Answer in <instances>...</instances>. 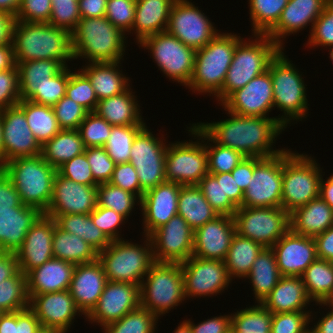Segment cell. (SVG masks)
Returning a JSON list of instances; mask_svg holds the SVG:
<instances>
[{
	"label": "cell",
	"mask_w": 333,
	"mask_h": 333,
	"mask_svg": "<svg viewBox=\"0 0 333 333\" xmlns=\"http://www.w3.org/2000/svg\"><path fill=\"white\" fill-rule=\"evenodd\" d=\"M235 233L233 217L218 215L194 231L192 256L224 261Z\"/></svg>",
	"instance_id": "obj_27"
},
{
	"label": "cell",
	"mask_w": 333,
	"mask_h": 333,
	"mask_svg": "<svg viewBox=\"0 0 333 333\" xmlns=\"http://www.w3.org/2000/svg\"><path fill=\"white\" fill-rule=\"evenodd\" d=\"M61 130H78L88 111L67 96L62 97L53 107Z\"/></svg>",
	"instance_id": "obj_60"
},
{
	"label": "cell",
	"mask_w": 333,
	"mask_h": 333,
	"mask_svg": "<svg viewBox=\"0 0 333 333\" xmlns=\"http://www.w3.org/2000/svg\"><path fill=\"white\" fill-rule=\"evenodd\" d=\"M127 36L105 16L81 18L71 33L74 60L86 63L124 61Z\"/></svg>",
	"instance_id": "obj_3"
},
{
	"label": "cell",
	"mask_w": 333,
	"mask_h": 333,
	"mask_svg": "<svg viewBox=\"0 0 333 333\" xmlns=\"http://www.w3.org/2000/svg\"><path fill=\"white\" fill-rule=\"evenodd\" d=\"M149 237L155 262L182 263L193 255L194 230L179 215Z\"/></svg>",
	"instance_id": "obj_18"
},
{
	"label": "cell",
	"mask_w": 333,
	"mask_h": 333,
	"mask_svg": "<svg viewBox=\"0 0 333 333\" xmlns=\"http://www.w3.org/2000/svg\"><path fill=\"white\" fill-rule=\"evenodd\" d=\"M51 12V0H22L15 21L48 23Z\"/></svg>",
	"instance_id": "obj_66"
},
{
	"label": "cell",
	"mask_w": 333,
	"mask_h": 333,
	"mask_svg": "<svg viewBox=\"0 0 333 333\" xmlns=\"http://www.w3.org/2000/svg\"><path fill=\"white\" fill-rule=\"evenodd\" d=\"M121 61L87 63L80 70L89 78L98 101L123 93L131 84Z\"/></svg>",
	"instance_id": "obj_35"
},
{
	"label": "cell",
	"mask_w": 333,
	"mask_h": 333,
	"mask_svg": "<svg viewBox=\"0 0 333 333\" xmlns=\"http://www.w3.org/2000/svg\"><path fill=\"white\" fill-rule=\"evenodd\" d=\"M189 323L192 333H227L231 328V314L215 316L207 320H203L197 324L190 319Z\"/></svg>",
	"instance_id": "obj_68"
},
{
	"label": "cell",
	"mask_w": 333,
	"mask_h": 333,
	"mask_svg": "<svg viewBox=\"0 0 333 333\" xmlns=\"http://www.w3.org/2000/svg\"><path fill=\"white\" fill-rule=\"evenodd\" d=\"M51 1L52 12L48 23L72 33L81 19L78 0Z\"/></svg>",
	"instance_id": "obj_59"
},
{
	"label": "cell",
	"mask_w": 333,
	"mask_h": 333,
	"mask_svg": "<svg viewBox=\"0 0 333 333\" xmlns=\"http://www.w3.org/2000/svg\"><path fill=\"white\" fill-rule=\"evenodd\" d=\"M75 264L51 258L43 265L31 270L27 275L28 295L69 290Z\"/></svg>",
	"instance_id": "obj_31"
},
{
	"label": "cell",
	"mask_w": 333,
	"mask_h": 333,
	"mask_svg": "<svg viewBox=\"0 0 333 333\" xmlns=\"http://www.w3.org/2000/svg\"><path fill=\"white\" fill-rule=\"evenodd\" d=\"M140 202L141 199L137 195L109 182L97 186V206L113 209L123 215L127 221L135 205L140 206Z\"/></svg>",
	"instance_id": "obj_48"
},
{
	"label": "cell",
	"mask_w": 333,
	"mask_h": 333,
	"mask_svg": "<svg viewBox=\"0 0 333 333\" xmlns=\"http://www.w3.org/2000/svg\"><path fill=\"white\" fill-rule=\"evenodd\" d=\"M254 157H244L241 162L231 171L234 180L240 189L245 192L253 176Z\"/></svg>",
	"instance_id": "obj_71"
},
{
	"label": "cell",
	"mask_w": 333,
	"mask_h": 333,
	"mask_svg": "<svg viewBox=\"0 0 333 333\" xmlns=\"http://www.w3.org/2000/svg\"><path fill=\"white\" fill-rule=\"evenodd\" d=\"M181 266L186 299L217 296L232 282L224 261L191 256Z\"/></svg>",
	"instance_id": "obj_17"
},
{
	"label": "cell",
	"mask_w": 333,
	"mask_h": 333,
	"mask_svg": "<svg viewBox=\"0 0 333 333\" xmlns=\"http://www.w3.org/2000/svg\"><path fill=\"white\" fill-rule=\"evenodd\" d=\"M132 91L129 86L123 93L99 100L94 112L112 126L146 125Z\"/></svg>",
	"instance_id": "obj_33"
},
{
	"label": "cell",
	"mask_w": 333,
	"mask_h": 333,
	"mask_svg": "<svg viewBox=\"0 0 333 333\" xmlns=\"http://www.w3.org/2000/svg\"><path fill=\"white\" fill-rule=\"evenodd\" d=\"M312 310L272 314L270 333H310ZM313 319V320H312Z\"/></svg>",
	"instance_id": "obj_57"
},
{
	"label": "cell",
	"mask_w": 333,
	"mask_h": 333,
	"mask_svg": "<svg viewBox=\"0 0 333 333\" xmlns=\"http://www.w3.org/2000/svg\"><path fill=\"white\" fill-rule=\"evenodd\" d=\"M145 125L135 136L130 153V163L136 169L141 190L146 191L166 182L165 158L168 144ZM164 141V142H163Z\"/></svg>",
	"instance_id": "obj_14"
},
{
	"label": "cell",
	"mask_w": 333,
	"mask_h": 333,
	"mask_svg": "<svg viewBox=\"0 0 333 333\" xmlns=\"http://www.w3.org/2000/svg\"><path fill=\"white\" fill-rule=\"evenodd\" d=\"M222 189L224 196H228L237 207L242 205L244 192L237 185L231 172L222 173Z\"/></svg>",
	"instance_id": "obj_73"
},
{
	"label": "cell",
	"mask_w": 333,
	"mask_h": 333,
	"mask_svg": "<svg viewBox=\"0 0 333 333\" xmlns=\"http://www.w3.org/2000/svg\"><path fill=\"white\" fill-rule=\"evenodd\" d=\"M308 37L306 45L311 49L318 46L328 49L333 45V0L326 3Z\"/></svg>",
	"instance_id": "obj_58"
},
{
	"label": "cell",
	"mask_w": 333,
	"mask_h": 333,
	"mask_svg": "<svg viewBox=\"0 0 333 333\" xmlns=\"http://www.w3.org/2000/svg\"><path fill=\"white\" fill-rule=\"evenodd\" d=\"M195 4L189 0H175L169 14L166 31L186 46L203 48L220 30Z\"/></svg>",
	"instance_id": "obj_16"
},
{
	"label": "cell",
	"mask_w": 333,
	"mask_h": 333,
	"mask_svg": "<svg viewBox=\"0 0 333 333\" xmlns=\"http://www.w3.org/2000/svg\"><path fill=\"white\" fill-rule=\"evenodd\" d=\"M107 281L103 266L98 259L75 266L69 292L85 317L97 304Z\"/></svg>",
	"instance_id": "obj_29"
},
{
	"label": "cell",
	"mask_w": 333,
	"mask_h": 333,
	"mask_svg": "<svg viewBox=\"0 0 333 333\" xmlns=\"http://www.w3.org/2000/svg\"><path fill=\"white\" fill-rule=\"evenodd\" d=\"M315 305H320L323 308L325 306L329 307L330 311L328 310L326 314L323 313L324 316L322 318L319 317L314 327L310 328V333H333V307L328 306L326 303H316Z\"/></svg>",
	"instance_id": "obj_76"
},
{
	"label": "cell",
	"mask_w": 333,
	"mask_h": 333,
	"mask_svg": "<svg viewBox=\"0 0 333 333\" xmlns=\"http://www.w3.org/2000/svg\"><path fill=\"white\" fill-rule=\"evenodd\" d=\"M203 193V196L210 203L212 208L219 215H229L233 217L238 207L229 199L224 196L222 189V173L220 174H207L197 184Z\"/></svg>",
	"instance_id": "obj_52"
},
{
	"label": "cell",
	"mask_w": 333,
	"mask_h": 333,
	"mask_svg": "<svg viewBox=\"0 0 333 333\" xmlns=\"http://www.w3.org/2000/svg\"><path fill=\"white\" fill-rule=\"evenodd\" d=\"M310 154L283 151V180L281 207L289 214L320 194L323 168ZM324 173V174H323Z\"/></svg>",
	"instance_id": "obj_8"
},
{
	"label": "cell",
	"mask_w": 333,
	"mask_h": 333,
	"mask_svg": "<svg viewBox=\"0 0 333 333\" xmlns=\"http://www.w3.org/2000/svg\"><path fill=\"white\" fill-rule=\"evenodd\" d=\"M144 126L145 125L112 126L111 134L104 145V149L116 164L130 161L133 140Z\"/></svg>",
	"instance_id": "obj_51"
},
{
	"label": "cell",
	"mask_w": 333,
	"mask_h": 333,
	"mask_svg": "<svg viewBox=\"0 0 333 333\" xmlns=\"http://www.w3.org/2000/svg\"><path fill=\"white\" fill-rule=\"evenodd\" d=\"M85 149L78 130H60L41 146V156L49 165L58 169L65 162L83 154Z\"/></svg>",
	"instance_id": "obj_40"
},
{
	"label": "cell",
	"mask_w": 333,
	"mask_h": 333,
	"mask_svg": "<svg viewBox=\"0 0 333 333\" xmlns=\"http://www.w3.org/2000/svg\"><path fill=\"white\" fill-rule=\"evenodd\" d=\"M81 18L104 17L107 0H78Z\"/></svg>",
	"instance_id": "obj_74"
},
{
	"label": "cell",
	"mask_w": 333,
	"mask_h": 333,
	"mask_svg": "<svg viewBox=\"0 0 333 333\" xmlns=\"http://www.w3.org/2000/svg\"><path fill=\"white\" fill-rule=\"evenodd\" d=\"M314 240L318 258L333 262V226L315 236Z\"/></svg>",
	"instance_id": "obj_72"
},
{
	"label": "cell",
	"mask_w": 333,
	"mask_h": 333,
	"mask_svg": "<svg viewBox=\"0 0 333 333\" xmlns=\"http://www.w3.org/2000/svg\"><path fill=\"white\" fill-rule=\"evenodd\" d=\"M3 129V164L41 154V145L28 126L24 111L14 105L0 111Z\"/></svg>",
	"instance_id": "obj_21"
},
{
	"label": "cell",
	"mask_w": 333,
	"mask_h": 333,
	"mask_svg": "<svg viewBox=\"0 0 333 333\" xmlns=\"http://www.w3.org/2000/svg\"><path fill=\"white\" fill-rule=\"evenodd\" d=\"M110 184L137 195L140 199L144 192L141 190L136 169L130 162L116 164Z\"/></svg>",
	"instance_id": "obj_67"
},
{
	"label": "cell",
	"mask_w": 333,
	"mask_h": 333,
	"mask_svg": "<svg viewBox=\"0 0 333 333\" xmlns=\"http://www.w3.org/2000/svg\"><path fill=\"white\" fill-rule=\"evenodd\" d=\"M281 49L268 66L272 78L274 109L283 113L276 119L286 129L291 122L307 118V85L299 69L288 59Z\"/></svg>",
	"instance_id": "obj_4"
},
{
	"label": "cell",
	"mask_w": 333,
	"mask_h": 333,
	"mask_svg": "<svg viewBox=\"0 0 333 333\" xmlns=\"http://www.w3.org/2000/svg\"><path fill=\"white\" fill-rule=\"evenodd\" d=\"M319 196L333 209V182L329 178L322 176Z\"/></svg>",
	"instance_id": "obj_79"
},
{
	"label": "cell",
	"mask_w": 333,
	"mask_h": 333,
	"mask_svg": "<svg viewBox=\"0 0 333 333\" xmlns=\"http://www.w3.org/2000/svg\"><path fill=\"white\" fill-rule=\"evenodd\" d=\"M140 46L148 50L159 70L169 80L187 86L194 70L196 50L167 31L145 37Z\"/></svg>",
	"instance_id": "obj_12"
},
{
	"label": "cell",
	"mask_w": 333,
	"mask_h": 333,
	"mask_svg": "<svg viewBox=\"0 0 333 333\" xmlns=\"http://www.w3.org/2000/svg\"><path fill=\"white\" fill-rule=\"evenodd\" d=\"M283 151L278 155L254 157L253 176L240 207H281Z\"/></svg>",
	"instance_id": "obj_15"
},
{
	"label": "cell",
	"mask_w": 333,
	"mask_h": 333,
	"mask_svg": "<svg viewBox=\"0 0 333 333\" xmlns=\"http://www.w3.org/2000/svg\"><path fill=\"white\" fill-rule=\"evenodd\" d=\"M226 113L230 118L196 124L216 144L239 151L245 157L266 158L285 150L273 149L277 137L285 131L276 117L241 116L230 111Z\"/></svg>",
	"instance_id": "obj_1"
},
{
	"label": "cell",
	"mask_w": 333,
	"mask_h": 333,
	"mask_svg": "<svg viewBox=\"0 0 333 333\" xmlns=\"http://www.w3.org/2000/svg\"><path fill=\"white\" fill-rule=\"evenodd\" d=\"M143 237L141 245L124 238L111 241L109 246L98 253V260L108 281L141 286L142 280L155 263L151 239L149 236Z\"/></svg>",
	"instance_id": "obj_9"
},
{
	"label": "cell",
	"mask_w": 333,
	"mask_h": 333,
	"mask_svg": "<svg viewBox=\"0 0 333 333\" xmlns=\"http://www.w3.org/2000/svg\"><path fill=\"white\" fill-rule=\"evenodd\" d=\"M17 105L24 111L28 126L41 146L61 130L51 106L29 100H21Z\"/></svg>",
	"instance_id": "obj_45"
},
{
	"label": "cell",
	"mask_w": 333,
	"mask_h": 333,
	"mask_svg": "<svg viewBox=\"0 0 333 333\" xmlns=\"http://www.w3.org/2000/svg\"><path fill=\"white\" fill-rule=\"evenodd\" d=\"M245 278L252 284L255 303H262L281 278L276 256L271 248H264L260 252Z\"/></svg>",
	"instance_id": "obj_38"
},
{
	"label": "cell",
	"mask_w": 333,
	"mask_h": 333,
	"mask_svg": "<svg viewBox=\"0 0 333 333\" xmlns=\"http://www.w3.org/2000/svg\"><path fill=\"white\" fill-rule=\"evenodd\" d=\"M19 271L18 260L14 252H0V283L13 277Z\"/></svg>",
	"instance_id": "obj_75"
},
{
	"label": "cell",
	"mask_w": 333,
	"mask_h": 333,
	"mask_svg": "<svg viewBox=\"0 0 333 333\" xmlns=\"http://www.w3.org/2000/svg\"><path fill=\"white\" fill-rule=\"evenodd\" d=\"M136 0H107L105 17L124 34L132 30Z\"/></svg>",
	"instance_id": "obj_61"
},
{
	"label": "cell",
	"mask_w": 333,
	"mask_h": 333,
	"mask_svg": "<svg viewBox=\"0 0 333 333\" xmlns=\"http://www.w3.org/2000/svg\"><path fill=\"white\" fill-rule=\"evenodd\" d=\"M11 41L16 63L50 59L66 67L74 60L71 33L50 23L14 21Z\"/></svg>",
	"instance_id": "obj_2"
},
{
	"label": "cell",
	"mask_w": 333,
	"mask_h": 333,
	"mask_svg": "<svg viewBox=\"0 0 333 333\" xmlns=\"http://www.w3.org/2000/svg\"><path fill=\"white\" fill-rule=\"evenodd\" d=\"M187 129L189 135L197 139L194 142L185 140L168 143L165 178L168 182L181 185H197L208 174L205 132L196 123L191 124Z\"/></svg>",
	"instance_id": "obj_11"
},
{
	"label": "cell",
	"mask_w": 333,
	"mask_h": 333,
	"mask_svg": "<svg viewBox=\"0 0 333 333\" xmlns=\"http://www.w3.org/2000/svg\"><path fill=\"white\" fill-rule=\"evenodd\" d=\"M236 233L271 248L289 229V213L282 207H238L233 215Z\"/></svg>",
	"instance_id": "obj_13"
},
{
	"label": "cell",
	"mask_w": 333,
	"mask_h": 333,
	"mask_svg": "<svg viewBox=\"0 0 333 333\" xmlns=\"http://www.w3.org/2000/svg\"><path fill=\"white\" fill-rule=\"evenodd\" d=\"M42 214L38 208L28 205L13 207L12 211H0V252L15 253Z\"/></svg>",
	"instance_id": "obj_30"
},
{
	"label": "cell",
	"mask_w": 333,
	"mask_h": 333,
	"mask_svg": "<svg viewBox=\"0 0 333 333\" xmlns=\"http://www.w3.org/2000/svg\"><path fill=\"white\" fill-rule=\"evenodd\" d=\"M53 257L75 265L98 259V252L82 238L61 230L54 220Z\"/></svg>",
	"instance_id": "obj_39"
},
{
	"label": "cell",
	"mask_w": 333,
	"mask_h": 333,
	"mask_svg": "<svg viewBox=\"0 0 333 333\" xmlns=\"http://www.w3.org/2000/svg\"><path fill=\"white\" fill-rule=\"evenodd\" d=\"M93 223L106 235L110 241L123 239L120 235V225L127 220L123 215L116 213L113 209L96 206L90 213ZM120 230V231H119Z\"/></svg>",
	"instance_id": "obj_63"
},
{
	"label": "cell",
	"mask_w": 333,
	"mask_h": 333,
	"mask_svg": "<svg viewBox=\"0 0 333 333\" xmlns=\"http://www.w3.org/2000/svg\"><path fill=\"white\" fill-rule=\"evenodd\" d=\"M140 306V286L133 283L107 281L99 300L85 317L89 323H97L101 329L120 320Z\"/></svg>",
	"instance_id": "obj_19"
},
{
	"label": "cell",
	"mask_w": 333,
	"mask_h": 333,
	"mask_svg": "<svg viewBox=\"0 0 333 333\" xmlns=\"http://www.w3.org/2000/svg\"><path fill=\"white\" fill-rule=\"evenodd\" d=\"M57 172L61 176L79 184L98 186L94 181L90 164L88 163L85 153L75 156L70 161L65 162L57 169Z\"/></svg>",
	"instance_id": "obj_64"
},
{
	"label": "cell",
	"mask_w": 333,
	"mask_h": 333,
	"mask_svg": "<svg viewBox=\"0 0 333 333\" xmlns=\"http://www.w3.org/2000/svg\"><path fill=\"white\" fill-rule=\"evenodd\" d=\"M55 220L63 231L75 234L90 244L98 253L110 245L111 241L93 223L90 214L47 215Z\"/></svg>",
	"instance_id": "obj_43"
},
{
	"label": "cell",
	"mask_w": 333,
	"mask_h": 333,
	"mask_svg": "<svg viewBox=\"0 0 333 333\" xmlns=\"http://www.w3.org/2000/svg\"><path fill=\"white\" fill-rule=\"evenodd\" d=\"M281 276L301 277L318 258L313 237L296 234L289 229L272 247Z\"/></svg>",
	"instance_id": "obj_25"
},
{
	"label": "cell",
	"mask_w": 333,
	"mask_h": 333,
	"mask_svg": "<svg viewBox=\"0 0 333 333\" xmlns=\"http://www.w3.org/2000/svg\"><path fill=\"white\" fill-rule=\"evenodd\" d=\"M22 0H0V12L16 17Z\"/></svg>",
	"instance_id": "obj_80"
},
{
	"label": "cell",
	"mask_w": 333,
	"mask_h": 333,
	"mask_svg": "<svg viewBox=\"0 0 333 333\" xmlns=\"http://www.w3.org/2000/svg\"><path fill=\"white\" fill-rule=\"evenodd\" d=\"M205 147L209 174L231 172L245 157L239 151L216 144L206 133Z\"/></svg>",
	"instance_id": "obj_53"
},
{
	"label": "cell",
	"mask_w": 333,
	"mask_h": 333,
	"mask_svg": "<svg viewBox=\"0 0 333 333\" xmlns=\"http://www.w3.org/2000/svg\"><path fill=\"white\" fill-rule=\"evenodd\" d=\"M175 0H136L132 30L137 44L145 37L166 31L171 7Z\"/></svg>",
	"instance_id": "obj_36"
},
{
	"label": "cell",
	"mask_w": 333,
	"mask_h": 333,
	"mask_svg": "<svg viewBox=\"0 0 333 333\" xmlns=\"http://www.w3.org/2000/svg\"><path fill=\"white\" fill-rule=\"evenodd\" d=\"M41 327V323L29 307L14 312V333H36Z\"/></svg>",
	"instance_id": "obj_70"
},
{
	"label": "cell",
	"mask_w": 333,
	"mask_h": 333,
	"mask_svg": "<svg viewBox=\"0 0 333 333\" xmlns=\"http://www.w3.org/2000/svg\"><path fill=\"white\" fill-rule=\"evenodd\" d=\"M239 34L221 31L203 48L196 50L192 77L186 88L197 94L214 96L223 86L233 60Z\"/></svg>",
	"instance_id": "obj_5"
},
{
	"label": "cell",
	"mask_w": 333,
	"mask_h": 333,
	"mask_svg": "<svg viewBox=\"0 0 333 333\" xmlns=\"http://www.w3.org/2000/svg\"><path fill=\"white\" fill-rule=\"evenodd\" d=\"M308 297L316 303H326L333 295V262L317 258L301 276Z\"/></svg>",
	"instance_id": "obj_44"
},
{
	"label": "cell",
	"mask_w": 333,
	"mask_h": 333,
	"mask_svg": "<svg viewBox=\"0 0 333 333\" xmlns=\"http://www.w3.org/2000/svg\"><path fill=\"white\" fill-rule=\"evenodd\" d=\"M10 178L22 204L38 208L45 213L53 194V182L57 169L40 155L20 157L0 167Z\"/></svg>",
	"instance_id": "obj_7"
},
{
	"label": "cell",
	"mask_w": 333,
	"mask_h": 333,
	"mask_svg": "<svg viewBox=\"0 0 333 333\" xmlns=\"http://www.w3.org/2000/svg\"><path fill=\"white\" fill-rule=\"evenodd\" d=\"M88 163L94 181L99 185L108 183L113 175L116 163L109 157L104 147H89L85 149Z\"/></svg>",
	"instance_id": "obj_62"
},
{
	"label": "cell",
	"mask_w": 333,
	"mask_h": 333,
	"mask_svg": "<svg viewBox=\"0 0 333 333\" xmlns=\"http://www.w3.org/2000/svg\"><path fill=\"white\" fill-rule=\"evenodd\" d=\"M29 308L35 313L42 327L68 332L75 316L83 315L69 290L28 295Z\"/></svg>",
	"instance_id": "obj_22"
},
{
	"label": "cell",
	"mask_w": 333,
	"mask_h": 333,
	"mask_svg": "<svg viewBox=\"0 0 333 333\" xmlns=\"http://www.w3.org/2000/svg\"><path fill=\"white\" fill-rule=\"evenodd\" d=\"M53 232L54 219L44 213L29 229L23 244L15 252L19 270L24 275L53 258Z\"/></svg>",
	"instance_id": "obj_26"
},
{
	"label": "cell",
	"mask_w": 333,
	"mask_h": 333,
	"mask_svg": "<svg viewBox=\"0 0 333 333\" xmlns=\"http://www.w3.org/2000/svg\"><path fill=\"white\" fill-rule=\"evenodd\" d=\"M68 81L69 66H66L58 74L51 77L47 83L37 87L26 100L39 105L53 107L62 97L65 96Z\"/></svg>",
	"instance_id": "obj_55"
},
{
	"label": "cell",
	"mask_w": 333,
	"mask_h": 333,
	"mask_svg": "<svg viewBox=\"0 0 333 333\" xmlns=\"http://www.w3.org/2000/svg\"><path fill=\"white\" fill-rule=\"evenodd\" d=\"M271 322L272 313L262 303L231 314V325L243 333H270Z\"/></svg>",
	"instance_id": "obj_47"
},
{
	"label": "cell",
	"mask_w": 333,
	"mask_h": 333,
	"mask_svg": "<svg viewBox=\"0 0 333 333\" xmlns=\"http://www.w3.org/2000/svg\"><path fill=\"white\" fill-rule=\"evenodd\" d=\"M19 78L20 99L26 100L37 87L48 82L64 66L57 60L40 59L16 63Z\"/></svg>",
	"instance_id": "obj_41"
},
{
	"label": "cell",
	"mask_w": 333,
	"mask_h": 333,
	"mask_svg": "<svg viewBox=\"0 0 333 333\" xmlns=\"http://www.w3.org/2000/svg\"><path fill=\"white\" fill-rule=\"evenodd\" d=\"M289 222L294 233L314 238L333 226V209L319 196L290 213Z\"/></svg>",
	"instance_id": "obj_34"
},
{
	"label": "cell",
	"mask_w": 333,
	"mask_h": 333,
	"mask_svg": "<svg viewBox=\"0 0 333 333\" xmlns=\"http://www.w3.org/2000/svg\"><path fill=\"white\" fill-rule=\"evenodd\" d=\"M69 69V81L65 96L83 106L88 112H94L98 99L89 78L80 70Z\"/></svg>",
	"instance_id": "obj_54"
},
{
	"label": "cell",
	"mask_w": 333,
	"mask_h": 333,
	"mask_svg": "<svg viewBox=\"0 0 333 333\" xmlns=\"http://www.w3.org/2000/svg\"><path fill=\"white\" fill-rule=\"evenodd\" d=\"M263 249L264 247L254 240L235 233L224 259L230 278L245 279Z\"/></svg>",
	"instance_id": "obj_42"
},
{
	"label": "cell",
	"mask_w": 333,
	"mask_h": 333,
	"mask_svg": "<svg viewBox=\"0 0 333 333\" xmlns=\"http://www.w3.org/2000/svg\"><path fill=\"white\" fill-rule=\"evenodd\" d=\"M272 87V78L267 70L232 92L220 106L241 116L269 117L274 108Z\"/></svg>",
	"instance_id": "obj_20"
},
{
	"label": "cell",
	"mask_w": 333,
	"mask_h": 333,
	"mask_svg": "<svg viewBox=\"0 0 333 333\" xmlns=\"http://www.w3.org/2000/svg\"><path fill=\"white\" fill-rule=\"evenodd\" d=\"M28 307L27 277L19 270L13 277L0 283V309L15 312Z\"/></svg>",
	"instance_id": "obj_49"
},
{
	"label": "cell",
	"mask_w": 333,
	"mask_h": 333,
	"mask_svg": "<svg viewBox=\"0 0 333 333\" xmlns=\"http://www.w3.org/2000/svg\"><path fill=\"white\" fill-rule=\"evenodd\" d=\"M16 65L12 41L0 45V71L12 69Z\"/></svg>",
	"instance_id": "obj_78"
},
{
	"label": "cell",
	"mask_w": 333,
	"mask_h": 333,
	"mask_svg": "<svg viewBox=\"0 0 333 333\" xmlns=\"http://www.w3.org/2000/svg\"><path fill=\"white\" fill-rule=\"evenodd\" d=\"M157 321L158 318L153 313L139 306L102 330L103 333H155Z\"/></svg>",
	"instance_id": "obj_50"
},
{
	"label": "cell",
	"mask_w": 333,
	"mask_h": 333,
	"mask_svg": "<svg viewBox=\"0 0 333 333\" xmlns=\"http://www.w3.org/2000/svg\"><path fill=\"white\" fill-rule=\"evenodd\" d=\"M329 0H289L283 9L277 24L266 34L281 49L285 44L283 41L289 35H294L300 30L311 26L309 34L313 28L314 22L321 15L326 3Z\"/></svg>",
	"instance_id": "obj_28"
},
{
	"label": "cell",
	"mask_w": 333,
	"mask_h": 333,
	"mask_svg": "<svg viewBox=\"0 0 333 333\" xmlns=\"http://www.w3.org/2000/svg\"><path fill=\"white\" fill-rule=\"evenodd\" d=\"M97 206V186L79 184L58 172L45 215L90 214Z\"/></svg>",
	"instance_id": "obj_23"
},
{
	"label": "cell",
	"mask_w": 333,
	"mask_h": 333,
	"mask_svg": "<svg viewBox=\"0 0 333 333\" xmlns=\"http://www.w3.org/2000/svg\"><path fill=\"white\" fill-rule=\"evenodd\" d=\"M177 213L194 231L219 215L197 185H181Z\"/></svg>",
	"instance_id": "obj_37"
},
{
	"label": "cell",
	"mask_w": 333,
	"mask_h": 333,
	"mask_svg": "<svg viewBox=\"0 0 333 333\" xmlns=\"http://www.w3.org/2000/svg\"><path fill=\"white\" fill-rule=\"evenodd\" d=\"M112 125L95 112H88L85 119L78 128L84 146L104 147L109 135L111 134Z\"/></svg>",
	"instance_id": "obj_56"
},
{
	"label": "cell",
	"mask_w": 333,
	"mask_h": 333,
	"mask_svg": "<svg viewBox=\"0 0 333 333\" xmlns=\"http://www.w3.org/2000/svg\"><path fill=\"white\" fill-rule=\"evenodd\" d=\"M311 302L313 301L308 297L301 277L281 276L262 304L274 314L307 311Z\"/></svg>",
	"instance_id": "obj_32"
},
{
	"label": "cell",
	"mask_w": 333,
	"mask_h": 333,
	"mask_svg": "<svg viewBox=\"0 0 333 333\" xmlns=\"http://www.w3.org/2000/svg\"><path fill=\"white\" fill-rule=\"evenodd\" d=\"M186 300L181 263L155 262L142 280L140 306L159 319Z\"/></svg>",
	"instance_id": "obj_10"
},
{
	"label": "cell",
	"mask_w": 333,
	"mask_h": 333,
	"mask_svg": "<svg viewBox=\"0 0 333 333\" xmlns=\"http://www.w3.org/2000/svg\"><path fill=\"white\" fill-rule=\"evenodd\" d=\"M14 21V17L0 12V45L11 42Z\"/></svg>",
	"instance_id": "obj_77"
},
{
	"label": "cell",
	"mask_w": 333,
	"mask_h": 333,
	"mask_svg": "<svg viewBox=\"0 0 333 333\" xmlns=\"http://www.w3.org/2000/svg\"><path fill=\"white\" fill-rule=\"evenodd\" d=\"M23 205L12 181L0 168V211H12L13 207Z\"/></svg>",
	"instance_id": "obj_69"
},
{
	"label": "cell",
	"mask_w": 333,
	"mask_h": 333,
	"mask_svg": "<svg viewBox=\"0 0 333 333\" xmlns=\"http://www.w3.org/2000/svg\"><path fill=\"white\" fill-rule=\"evenodd\" d=\"M180 188L181 184L166 181L143 194L140 202L143 235L150 236L172 217L178 215Z\"/></svg>",
	"instance_id": "obj_24"
},
{
	"label": "cell",
	"mask_w": 333,
	"mask_h": 333,
	"mask_svg": "<svg viewBox=\"0 0 333 333\" xmlns=\"http://www.w3.org/2000/svg\"><path fill=\"white\" fill-rule=\"evenodd\" d=\"M280 50L268 35L255 34L251 39L243 38L236 45L222 88L214 95L216 101L221 104L232 92L267 71L269 63Z\"/></svg>",
	"instance_id": "obj_6"
},
{
	"label": "cell",
	"mask_w": 333,
	"mask_h": 333,
	"mask_svg": "<svg viewBox=\"0 0 333 333\" xmlns=\"http://www.w3.org/2000/svg\"><path fill=\"white\" fill-rule=\"evenodd\" d=\"M20 101L18 69L15 65L12 69L0 71V111Z\"/></svg>",
	"instance_id": "obj_65"
},
{
	"label": "cell",
	"mask_w": 333,
	"mask_h": 333,
	"mask_svg": "<svg viewBox=\"0 0 333 333\" xmlns=\"http://www.w3.org/2000/svg\"><path fill=\"white\" fill-rule=\"evenodd\" d=\"M252 35H266L278 22L289 0H248Z\"/></svg>",
	"instance_id": "obj_46"
}]
</instances>
